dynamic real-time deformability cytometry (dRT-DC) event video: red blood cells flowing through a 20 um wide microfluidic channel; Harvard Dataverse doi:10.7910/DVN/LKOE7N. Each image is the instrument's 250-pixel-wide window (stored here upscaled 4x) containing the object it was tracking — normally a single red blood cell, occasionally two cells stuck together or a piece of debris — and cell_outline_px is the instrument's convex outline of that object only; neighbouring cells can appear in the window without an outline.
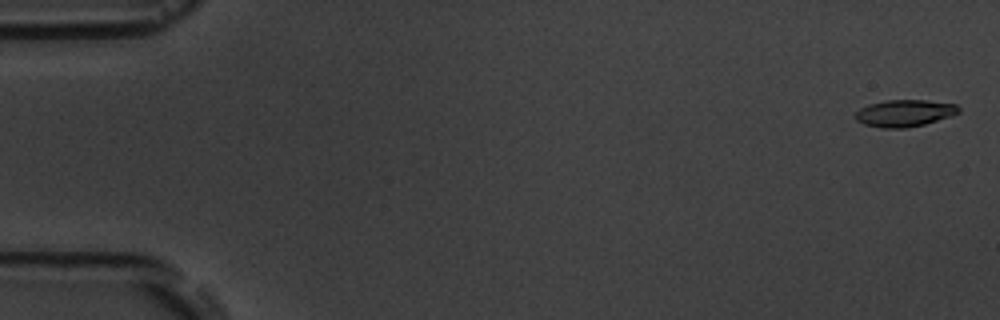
{"species": "common noctule bat (a hibernating species)", "species_latin": "Nyctalus noctula", "temperature_condition": "room temperature", "stored_images_in_passage": 5, "camera_frame_rate_fps": 3000, "um_per_image_px": 0.085, "animal": {"sex": "male", "body_mass_g": 19.5, "forearm_length_mm": 54.6}, "frame": {"image": 1, "passage_image": 1, "time_ms": 0.0, "image_size_px": [1000, 320], "cell_outline_px": [[960, 112], [952, 116], [924, 124], [904, 128], [880, 128], [864, 124], [856, 120], [856, 112], [860, 108], [868, 104], [888, 100], [924, 100], [956, 104], [960, 108]], "centroid_in_image_um": [76.89, 9.62], "position_along_channel_um": 8.1, "area_um2": 16.18}}
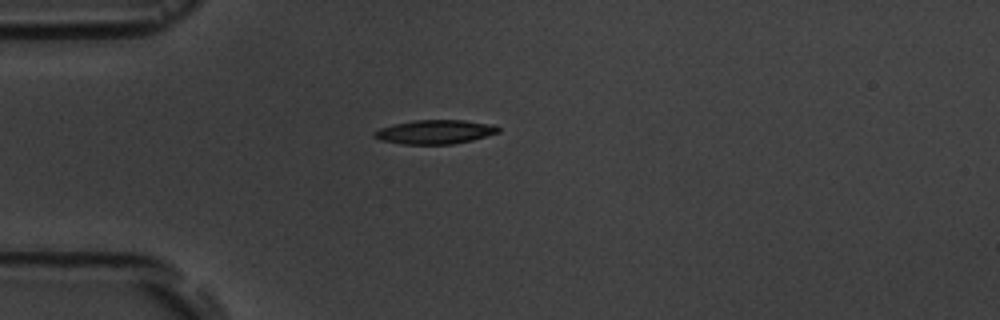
{"frame": {"image": 2, "passage_image": 5, "time_ms": 4.667, "image_size_px": [1000, 320], "cell_outline_px": [[500, 132], [472, 140], [452, 144], [404, 144], [380, 140], [372, 136], [372, 132], [380, 128], [396, 124], [416, 120], [464, 120], [492, 124], [500, 128]], "centroid_in_image_um": [36.98, 11.21], "position_along_channel_um": 48.0, "area_um2": 17.28}}